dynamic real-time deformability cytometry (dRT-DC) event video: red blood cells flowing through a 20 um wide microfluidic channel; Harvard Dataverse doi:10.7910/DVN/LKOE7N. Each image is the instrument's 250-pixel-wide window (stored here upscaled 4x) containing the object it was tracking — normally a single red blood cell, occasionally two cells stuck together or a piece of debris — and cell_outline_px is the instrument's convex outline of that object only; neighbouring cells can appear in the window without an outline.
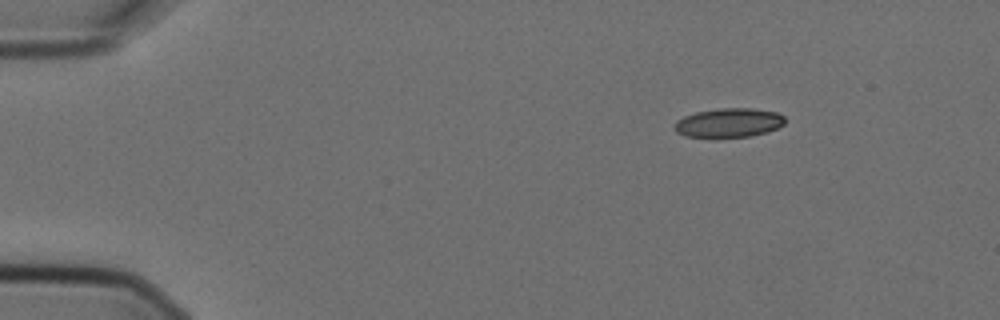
{"species": "Egyptian fruit bat (a non-hibernating species)", "species_latin": "Rousettus aegyptiacus", "temperature_condition": "cold", "stored_images_in_passage": 6, "camera_frame_rate_fps": 3000, "um_per_image_px": 0.085, "animal": {"sex": "female"}, "frame": {"image": 1, "passage_image": 1, "time_ms": 0.0, "image_size_px": [1000, 320], "cell_outline_px": [[784, 124], [768, 132], [748, 136], [712, 140], [684, 136], [676, 132], [676, 120], [684, 116], [696, 112], [720, 108], [752, 108], [776, 112], [784, 116]], "centroid_in_image_um": [61.91, 10.47], "position_along_channel_um": 23.1, "area_um2": 19.31}}
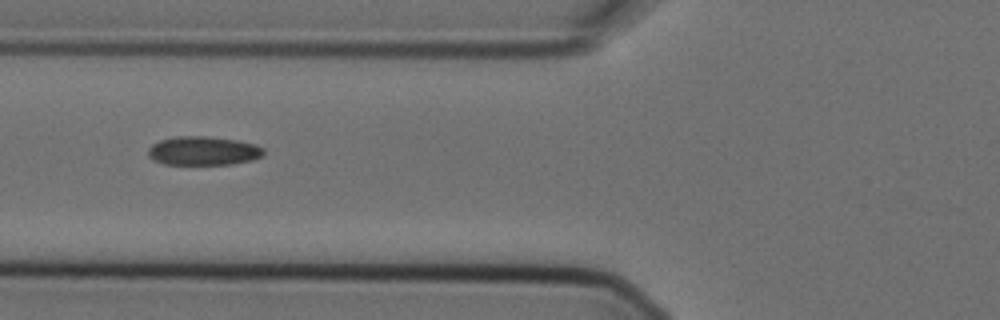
{"frame": {"image": 2, "passage_image": 4, "time_ms": 1.0, "image_size_px": [1000, 320], "cell_outline_px": [[264, 152], [260, 156], [252, 160], [232, 164], [164, 164], [152, 160], [148, 156], [148, 148], [152, 144], [160, 140], [176, 136], [204, 136], [236, 140], [256, 144], [264, 148]], "centroid_in_image_um": [17.25, 12.82], "position_along_channel_um": 108.6, "area_um2": 19.42}}
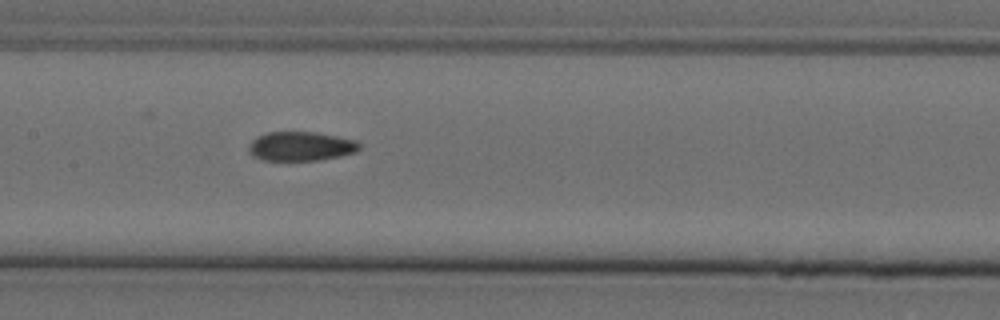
{"frame": {"image": 3, "passage_image": 6, "time_ms": 1.667, "image_size_px": [1000, 320], "cell_outline_px": [[360, 148], [356, 152], [340, 156], [320, 160], [260, 160], [252, 156], [248, 152], [248, 144], [256, 136], [268, 132], [316, 132], [356, 140], [360, 144]], "centroid_in_image_um": [25.53, 12.43], "position_along_channel_um": 181.9, "area_um2": 19.02}}